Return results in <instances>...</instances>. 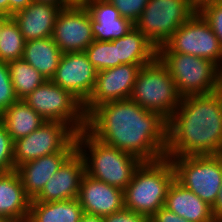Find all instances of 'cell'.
<instances>
[{
  "instance_id": "6da1fadb",
  "label": "cell",
  "mask_w": 222,
  "mask_h": 222,
  "mask_svg": "<svg viewBox=\"0 0 222 222\" xmlns=\"http://www.w3.org/2000/svg\"><path fill=\"white\" fill-rule=\"evenodd\" d=\"M168 120L130 98L103 103L86 117V130L111 147L142 161L166 157Z\"/></svg>"
},
{
  "instance_id": "7a4b0ae2",
  "label": "cell",
  "mask_w": 222,
  "mask_h": 222,
  "mask_svg": "<svg viewBox=\"0 0 222 222\" xmlns=\"http://www.w3.org/2000/svg\"><path fill=\"white\" fill-rule=\"evenodd\" d=\"M222 154V93L181 98L168 119L166 157Z\"/></svg>"
},
{
  "instance_id": "3957f363",
  "label": "cell",
  "mask_w": 222,
  "mask_h": 222,
  "mask_svg": "<svg viewBox=\"0 0 222 222\" xmlns=\"http://www.w3.org/2000/svg\"><path fill=\"white\" fill-rule=\"evenodd\" d=\"M76 145L83 157L86 174L122 190L132 181L134 172L143 162L129 152L104 144L86 129L76 134Z\"/></svg>"
},
{
  "instance_id": "277c9868",
  "label": "cell",
  "mask_w": 222,
  "mask_h": 222,
  "mask_svg": "<svg viewBox=\"0 0 222 222\" xmlns=\"http://www.w3.org/2000/svg\"><path fill=\"white\" fill-rule=\"evenodd\" d=\"M174 179L175 170L169 158L143 161L124 189V208L151 218L165 206L167 192Z\"/></svg>"
},
{
  "instance_id": "5b68a950",
  "label": "cell",
  "mask_w": 222,
  "mask_h": 222,
  "mask_svg": "<svg viewBox=\"0 0 222 222\" xmlns=\"http://www.w3.org/2000/svg\"><path fill=\"white\" fill-rule=\"evenodd\" d=\"M157 58L167 68L182 97L220 90L221 69L212 61L171 52L165 45L157 49Z\"/></svg>"
},
{
  "instance_id": "8992f818",
  "label": "cell",
  "mask_w": 222,
  "mask_h": 222,
  "mask_svg": "<svg viewBox=\"0 0 222 222\" xmlns=\"http://www.w3.org/2000/svg\"><path fill=\"white\" fill-rule=\"evenodd\" d=\"M181 98L172 76L158 58L140 68L130 96L142 108L160 113L167 120Z\"/></svg>"
},
{
  "instance_id": "52a82bcc",
  "label": "cell",
  "mask_w": 222,
  "mask_h": 222,
  "mask_svg": "<svg viewBox=\"0 0 222 222\" xmlns=\"http://www.w3.org/2000/svg\"><path fill=\"white\" fill-rule=\"evenodd\" d=\"M175 179L212 206L222 184V154L170 158Z\"/></svg>"
},
{
  "instance_id": "ba28073f",
  "label": "cell",
  "mask_w": 222,
  "mask_h": 222,
  "mask_svg": "<svg viewBox=\"0 0 222 222\" xmlns=\"http://www.w3.org/2000/svg\"><path fill=\"white\" fill-rule=\"evenodd\" d=\"M196 12L190 0H149L134 25L158 49Z\"/></svg>"
},
{
  "instance_id": "9c48e42d",
  "label": "cell",
  "mask_w": 222,
  "mask_h": 222,
  "mask_svg": "<svg viewBox=\"0 0 222 222\" xmlns=\"http://www.w3.org/2000/svg\"><path fill=\"white\" fill-rule=\"evenodd\" d=\"M23 101L45 121L64 122L76 133L86 129L83 104L52 80H46L23 98Z\"/></svg>"
},
{
  "instance_id": "30bf717a",
  "label": "cell",
  "mask_w": 222,
  "mask_h": 222,
  "mask_svg": "<svg viewBox=\"0 0 222 222\" xmlns=\"http://www.w3.org/2000/svg\"><path fill=\"white\" fill-rule=\"evenodd\" d=\"M164 45L174 53L208 59L222 70L220 41L198 12L182 24Z\"/></svg>"
},
{
  "instance_id": "8fae6325",
  "label": "cell",
  "mask_w": 222,
  "mask_h": 222,
  "mask_svg": "<svg viewBox=\"0 0 222 222\" xmlns=\"http://www.w3.org/2000/svg\"><path fill=\"white\" fill-rule=\"evenodd\" d=\"M76 134L64 122L45 121L28 136L14 141L15 169L28 161L61 152L76 138Z\"/></svg>"
},
{
  "instance_id": "7c38bea8",
  "label": "cell",
  "mask_w": 222,
  "mask_h": 222,
  "mask_svg": "<svg viewBox=\"0 0 222 222\" xmlns=\"http://www.w3.org/2000/svg\"><path fill=\"white\" fill-rule=\"evenodd\" d=\"M63 53L82 52L94 41L91 17L83 4L62 8L51 37Z\"/></svg>"
},
{
  "instance_id": "4fadbf2b",
  "label": "cell",
  "mask_w": 222,
  "mask_h": 222,
  "mask_svg": "<svg viewBox=\"0 0 222 222\" xmlns=\"http://www.w3.org/2000/svg\"><path fill=\"white\" fill-rule=\"evenodd\" d=\"M96 78V69L82 51L62 53L56 73L51 80L69 91L84 105L94 91Z\"/></svg>"
},
{
  "instance_id": "5bb4252c",
  "label": "cell",
  "mask_w": 222,
  "mask_h": 222,
  "mask_svg": "<svg viewBox=\"0 0 222 222\" xmlns=\"http://www.w3.org/2000/svg\"><path fill=\"white\" fill-rule=\"evenodd\" d=\"M25 41L52 37L61 8L30 0H4Z\"/></svg>"
},
{
  "instance_id": "9a60e30c",
  "label": "cell",
  "mask_w": 222,
  "mask_h": 222,
  "mask_svg": "<svg viewBox=\"0 0 222 222\" xmlns=\"http://www.w3.org/2000/svg\"><path fill=\"white\" fill-rule=\"evenodd\" d=\"M142 66L145 65L121 64L97 72L94 91L83 105L86 117L103 103L130 98L137 73Z\"/></svg>"
},
{
  "instance_id": "2e32d148",
  "label": "cell",
  "mask_w": 222,
  "mask_h": 222,
  "mask_svg": "<svg viewBox=\"0 0 222 222\" xmlns=\"http://www.w3.org/2000/svg\"><path fill=\"white\" fill-rule=\"evenodd\" d=\"M78 200L84 214L105 217L124 208V190L84 173Z\"/></svg>"
},
{
  "instance_id": "e0dca14e",
  "label": "cell",
  "mask_w": 222,
  "mask_h": 222,
  "mask_svg": "<svg viewBox=\"0 0 222 222\" xmlns=\"http://www.w3.org/2000/svg\"><path fill=\"white\" fill-rule=\"evenodd\" d=\"M77 151L76 138L61 152L45 155L18 166V173L27 196L34 200L47 180Z\"/></svg>"
},
{
  "instance_id": "ac0fdd59",
  "label": "cell",
  "mask_w": 222,
  "mask_h": 222,
  "mask_svg": "<svg viewBox=\"0 0 222 222\" xmlns=\"http://www.w3.org/2000/svg\"><path fill=\"white\" fill-rule=\"evenodd\" d=\"M85 173L83 157L76 151L49 178L40 194L31 202L64 201L78 198L81 179Z\"/></svg>"
},
{
  "instance_id": "d6986e66",
  "label": "cell",
  "mask_w": 222,
  "mask_h": 222,
  "mask_svg": "<svg viewBox=\"0 0 222 222\" xmlns=\"http://www.w3.org/2000/svg\"><path fill=\"white\" fill-rule=\"evenodd\" d=\"M83 5L91 17L92 33L96 41L119 39L135 27L132 21L121 17L108 0H87Z\"/></svg>"
},
{
  "instance_id": "ffe728a7",
  "label": "cell",
  "mask_w": 222,
  "mask_h": 222,
  "mask_svg": "<svg viewBox=\"0 0 222 222\" xmlns=\"http://www.w3.org/2000/svg\"><path fill=\"white\" fill-rule=\"evenodd\" d=\"M165 207L189 222H216L211 206L176 179L168 189Z\"/></svg>"
},
{
  "instance_id": "44dd1931",
  "label": "cell",
  "mask_w": 222,
  "mask_h": 222,
  "mask_svg": "<svg viewBox=\"0 0 222 222\" xmlns=\"http://www.w3.org/2000/svg\"><path fill=\"white\" fill-rule=\"evenodd\" d=\"M30 203L16 171L0 174V219L27 220Z\"/></svg>"
},
{
  "instance_id": "7402d4cb",
  "label": "cell",
  "mask_w": 222,
  "mask_h": 222,
  "mask_svg": "<svg viewBox=\"0 0 222 222\" xmlns=\"http://www.w3.org/2000/svg\"><path fill=\"white\" fill-rule=\"evenodd\" d=\"M112 42L117 46L118 66L148 65L157 58L156 47L136 27Z\"/></svg>"
},
{
  "instance_id": "603a6c76",
  "label": "cell",
  "mask_w": 222,
  "mask_h": 222,
  "mask_svg": "<svg viewBox=\"0 0 222 222\" xmlns=\"http://www.w3.org/2000/svg\"><path fill=\"white\" fill-rule=\"evenodd\" d=\"M62 51L51 37L25 42L22 59L34 67L46 80L57 70Z\"/></svg>"
},
{
  "instance_id": "cb8c5ba5",
  "label": "cell",
  "mask_w": 222,
  "mask_h": 222,
  "mask_svg": "<svg viewBox=\"0 0 222 222\" xmlns=\"http://www.w3.org/2000/svg\"><path fill=\"white\" fill-rule=\"evenodd\" d=\"M83 215L84 211L78 198L31 202L27 222H79Z\"/></svg>"
},
{
  "instance_id": "d4e9b609",
  "label": "cell",
  "mask_w": 222,
  "mask_h": 222,
  "mask_svg": "<svg viewBox=\"0 0 222 222\" xmlns=\"http://www.w3.org/2000/svg\"><path fill=\"white\" fill-rule=\"evenodd\" d=\"M0 121L5 125L13 141L28 136L45 122L21 99H18L0 114Z\"/></svg>"
},
{
  "instance_id": "484cf974",
  "label": "cell",
  "mask_w": 222,
  "mask_h": 222,
  "mask_svg": "<svg viewBox=\"0 0 222 222\" xmlns=\"http://www.w3.org/2000/svg\"><path fill=\"white\" fill-rule=\"evenodd\" d=\"M8 68L15 96L18 99L23 100L46 81L40 72L23 59L8 62Z\"/></svg>"
},
{
  "instance_id": "4316f807",
  "label": "cell",
  "mask_w": 222,
  "mask_h": 222,
  "mask_svg": "<svg viewBox=\"0 0 222 222\" xmlns=\"http://www.w3.org/2000/svg\"><path fill=\"white\" fill-rule=\"evenodd\" d=\"M25 42L17 23L10 17L2 27L0 61L8 63L22 59Z\"/></svg>"
},
{
  "instance_id": "83f0119b",
  "label": "cell",
  "mask_w": 222,
  "mask_h": 222,
  "mask_svg": "<svg viewBox=\"0 0 222 222\" xmlns=\"http://www.w3.org/2000/svg\"><path fill=\"white\" fill-rule=\"evenodd\" d=\"M84 52L97 72L118 66L117 46L112 41L94 40Z\"/></svg>"
},
{
  "instance_id": "f1b7e54d",
  "label": "cell",
  "mask_w": 222,
  "mask_h": 222,
  "mask_svg": "<svg viewBox=\"0 0 222 222\" xmlns=\"http://www.w3.org/2000/svg\"><path fill=\"white\" fill-rule=\"evenodd\" d=\"M197 12L209 24L222 46V0L206 3Z\"/></svg>"
},
{
  "instance_id": "f546056e",
  "label": "cell",
  "mask_w": 222,
  "mask_h": 222,
  "mask_svg": "<svg viewBox=\"0 0 222 222\" xmlns=\"http://www.w3.org/2000/svg\"><path fill=\"white\" fill-rule=\"evenodd\" d=\"M14 141L0 121V174L15 171Z\"/></svg>"
},
{
  "instance_id": "4dcf8cb0",
  "label": "cell",
  "mask_w": 222,
  "mask_h": 222,
  "mask_svg": "<svg viewBox=\"0 0 222 222\" xmlns=\"http://www.w3.org/2000/svg\"><path fill=\"white\" fill-rule=\"evenodd\" d=\"M17 100L10 78L8 63L0 61V114Z\"/></svg>"
},
{
  "instance_id": "1f68e13d",
  "label": "cell",
  "mask_w": 222,
  "mask_h": 222,
  "mask_svg": "<svg viewBox=\"0 0 222 222\" xmlns=\"http://www.w3.org/2000/svg\"><path fill=\"white\" fill-rule=\"evenodd\" d=\"M119 11L120 16L134 24L139 19L149 0H108Z\"/></svg>"
},
{
  "instance_id": "d6a6232c",
  "label": "cell",
  "mask_w": 222,
  "mask_h": 222,
  "mask_svg": "<svg viewBox=\"0 0 222 222\" xmlns=\"http://www.w3.org/2000/svg\"><path fill=\"white\" fill-rule=\"evenodd\" d=\"M149 219L135 211L123 208L117 212L103 217V222H148Z\"/></svg>"
},
{
  "instance_id": "836d02e7",
  "label": "cell",
  "mask_w": 222,
  "mask_h": 222,
  "mask_svg": "<svg viewBox=\"0 0 222 222\" xmlns=\"http://www.w3.org/2000/svg\"><path fill=\"white\" fill-rule=\"evenodd\" d=\"M150 222H189L183 217L178 216L165 206L161 207L151 218Z\"/></svg>"
},
{
  "instance_id": "e575fe53",
  "label": "cell",
  "mask_w": 222,
  "mask_h": 222,
  "mask_svg": "<svg viewBox=\"0 0 222 222\" xmlns=\"http://www.w3.org/2000/svg\"><path fill=\"white\" fill-rule=\"evenodd\" d=\"M211 209L215 221L217 222L222 220V184L218 196L214 204L211 206Z\"/></svg>"
},
{
  "instance_id": "d590c367",
  "label": "cell",
  "mask_w": 222,
  "mask_h": 222,
  "mask_svg": "<svg viewBox=\"0 0 222 222\" xmlns=\"http://www.w3.org/2000/svg\"><path fill=\"white\" fill-rule=\"evenodd\" d=\"M10 12L8 5L4 0H0V39L2 33L3 24L10 18Z\"/></svg>"
},
{
  "instance_id": "8d00e7d4",
  "label": "cell",
  "mask_w": 222,
  "mask_h": 222,
  "mask_svg": "<svg viewBox=\"0 0 222 222\" xmlns=\"http://www.w3.org/2000/svg\"><path fill=\"white\" fill-rule=\"evenodd\" d=\"M30 1L54 4L56 6H59L61 9L71 5L67 0H30Z\"/></svg>"
},
{
  "instance_id": "74e56055",
  "label": "cell",
  "mask_w": 222,
  "mask_h": 222,
  "mask_svg": "<svg viewBox=\"0 0 222 222\" xmlns=\"http://www.w3.org/2000/svg\"><path fill=\"white\" fill-rule=\"evenodd\" d=\"M79 222H103V217L84 214Z\"/></svg>"
},
{
  "instance_id": "f35d334b",
  "label": "cell",
  "mask_w": 222,
  "mask_h": 222,
  "mask_svg": "<svg viewBox=\"0 0 222 222\" xmlns=\"http://www.w3.org/2000/svg\"><path fill=\"white\" fill-rule=\"evenodd\" d=\"M190 1L193 4V6L198 10L204 4L218 0H190Z\"/></svg>"
},
{
  "instance_id": "ab89813d",
  "label": "cell",
  "mask_w": 222,
  "mask_h": 222,
  "mask_svg": "<svg viewBox=\"0 0 222 222\" xmlns=\"http://www.w3.org/2000/svg\"><path fill=\"white\" fill-rule=\"evenodd\" d=\"M0 222H27V220L2 218L0 219Z\"/></svg>"
},
{
  "instance_id": "60d3db41",
  "label": "cell",
  "mask_w": 222,
  "mask_h": 222,
  "mask_svg": "<svg viewBox=\"0 0 222 222\" xmlns=\"http://www.w3.org/2000/svg\"><path fill=\"white\" fill-rule=\"evenodd\" d=\"M70 4H84L87 0H67Z\"/></svg>"
},
{
  "instance_id": "b9f144b4",
  "label": "cell",
  "mask_w": 222,
  "mask_h": 222,
  "mask_svg": "<svg viewBox=\"0 0 222 222\" xmlns=\"http://www.w3.org/2000/svg\"><path fill=\"white\" fill-rule=\"evenodd\" d=\"M220 92L222 93V70H221V77H220Z\"/></svg>"
}]
</instances>
